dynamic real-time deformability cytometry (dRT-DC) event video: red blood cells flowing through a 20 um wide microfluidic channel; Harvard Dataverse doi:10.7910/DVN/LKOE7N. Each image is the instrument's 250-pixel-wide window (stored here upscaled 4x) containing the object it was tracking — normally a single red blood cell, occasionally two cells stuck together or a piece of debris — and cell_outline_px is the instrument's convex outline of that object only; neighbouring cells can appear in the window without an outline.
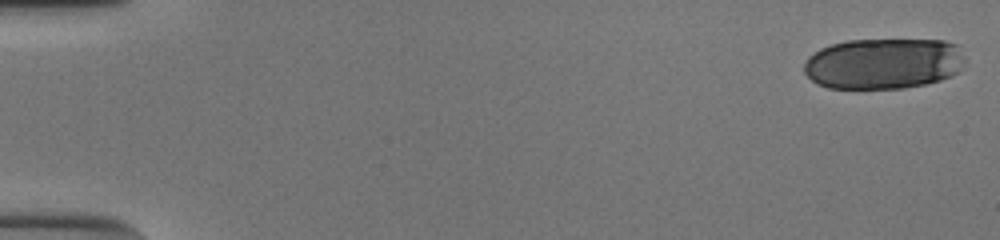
{"species": "human", "species_latin": "Homo sapiens", "temperature_condition": "cold", "stored_images_in_passage": 52, "camera_frame_rate_fps": 3000, "um_per_image_px": 0.085, "donor": {"sex": "male"}, "frame": {"image": 1, "passage_image": 1, "time_ms": 0.0, "image_size_px": [1000, 240], "cell_outline_px": [[964, 60], [960, 72], [952, 76], [940, 80], [924, 84], [904, 88], [828, 88], [816, 84], [804, 72], [804, 64], [808, 56], [820, 48], [832, 44], [848, 40], [944, 40], [956, 44], [964, 56]], "centroid_in_image_um": [75.09, 5.4], "position_along_channel_um": 9.9, "area_um2": 48.03}}
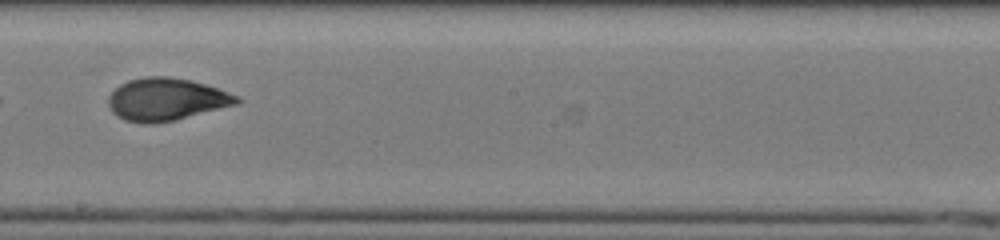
{"frame": {"image": 2, "passage_image": 32, "time_ms": 10.333, "image_size_px": [1000, 240], "cell_outline_px": [[244, 100], [236, 104], [176, 120], [156, 124], [140, 124], [124, 120], [116, 116], [112, 112], [108, 104], [108, 96], [120, 84], [128, 80], [144, 76], [168, 76], [192, 80], [240, 96]], "centroid_in_image_um": [14.11, 8.45], "position_along_channel_um": 234.1, "area_um2": 32.14}}
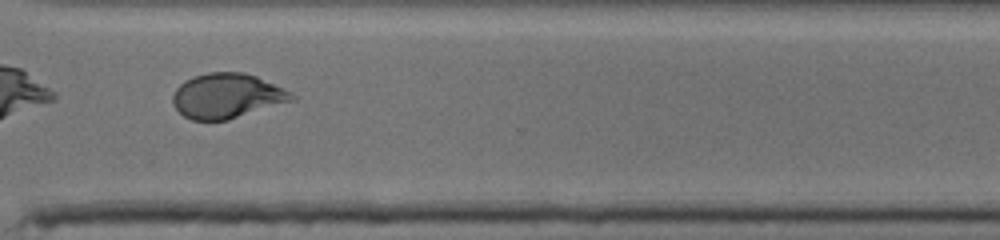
{"frame": {"image": 3, "passage_image": 41, "time_ms": 13.333, "image_size_px": [1000, 240], "cell_outline_px": [[296, 100], [228, 120], [192, 120], [184, 116], [172, 104], [172, 96], [176, 88], [184, 80], [192, 76], [208, 72], [244, 72], [256, 76], [292, 92], [296, 96]], "centroid_in_image_um": [19.29, 8.15], "position_along_channel_um": 351.3, "area_um2": 31.33}, "authors_computed_cell_mechanics": {"area_um2": 32.0501, "velocity_mm_per_s": 3.8989, "shape_relaxation_time_tau1_ms": 4.8659, "shape_relaxation_time_tau2_ms": 1.3917, "deformation_change_tau1": 0.1824, "deformation_change_tau2": 0.0696}}